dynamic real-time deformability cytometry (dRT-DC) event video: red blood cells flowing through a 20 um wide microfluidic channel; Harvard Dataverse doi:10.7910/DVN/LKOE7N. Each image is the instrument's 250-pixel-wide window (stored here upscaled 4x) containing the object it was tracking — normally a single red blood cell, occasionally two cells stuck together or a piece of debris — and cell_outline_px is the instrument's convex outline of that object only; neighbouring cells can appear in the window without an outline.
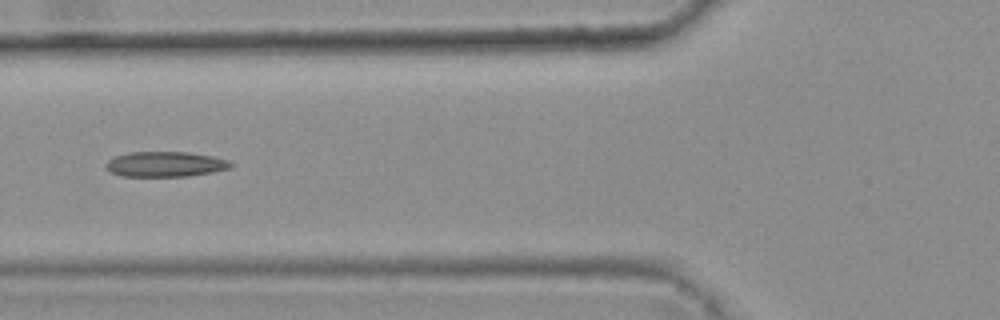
{"species": "common noctule bat (a hibernating species)", "species_latin": "Nyctalus noctula", "temperature_condition": "warm", "stored_images_in_passage": 8, "camera_frame_rate_fps": 3000, "um_per_image_px": 0.085, "animal": {"sex": "female", "body_mass_g": 25.1}, "frame": {"image": 1, "passage_image": 5, "time_ms": 1.333, "image_size_px": [1000, 320], "cell_outline_px": [[232, 168], [212, 172], [188, 176], [120, 176], [104, 168], [104, 164], [112, 156], [128, 152], [188, 152], [212, 156], [228, 160], [232, 164]], "centroid_in_image_um": [14.0, 13.95], "position_along_channel_um": 111.8, "area_um2": 18.5}}
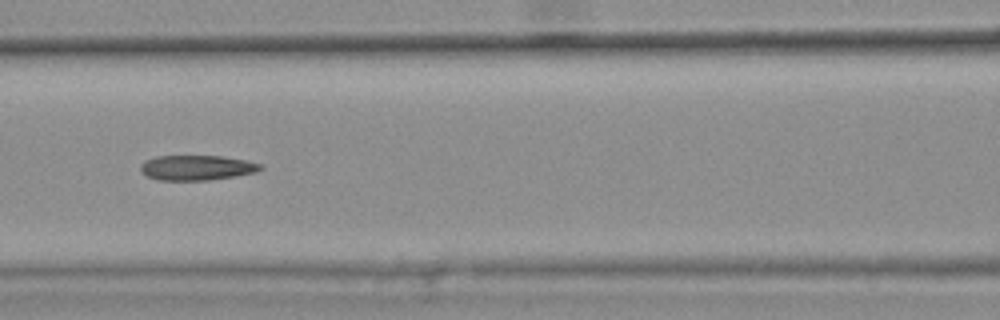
{"frame": {"image": 2, "passage_image": 6, "time_ms": 1.667, "image_size_px": [1000, 320], "cell_outline_px": [[264, 168], [256, 172], [208, 180], [156, 180], [140, 172], [140, 164], [144, 160], [156, 156], [224, 156], [244, 160], [260, 164]], "centroid_in_image_um": [16.67, 14.25], "position_along_channel_um": 149.9, "area_um2": 17.46}}